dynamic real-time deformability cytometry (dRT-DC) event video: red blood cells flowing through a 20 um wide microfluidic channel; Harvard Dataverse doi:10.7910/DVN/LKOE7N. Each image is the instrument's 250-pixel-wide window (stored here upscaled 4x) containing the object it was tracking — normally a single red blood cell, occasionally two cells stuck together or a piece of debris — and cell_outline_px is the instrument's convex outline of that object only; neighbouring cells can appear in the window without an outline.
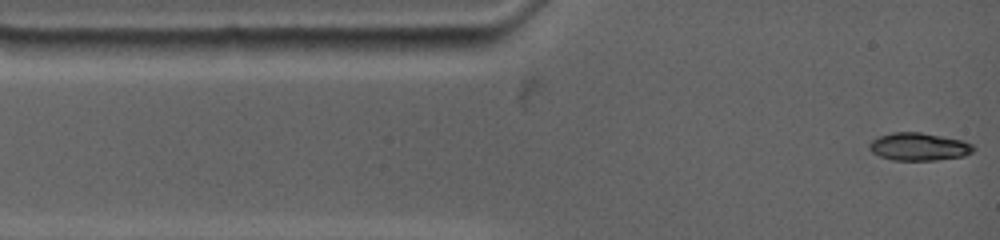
{"species": "common noctule bat (a hibernating species)", "species_latin": "Nyctalus noctula", "temperature_condition": "warm", "stored_images_in_passage": 62, "camera_frame_rate_fps": 4500, "um_per_image_px": 0.085, "animal": {"sex": "female", "body_mass_g": 19.0, "forearm_length_mm": 53.3}, "frame": {"image": 1, "passage_image": 1, "time_ms": 0.0, "image_size_px": [1000, 240], "cell_outline_px": [[976, 148], [972, 152], [964, 156], [932, 160], [892, 160], [880, 156], [872, 152], [868, 148], [868, 144], [872, 140], [880, 136], [892, 132], [920, 132], [960, 140], [972, 144]], "centroid_in_image_um": [78.07, 12.47], "position_along_channel_um": 6.9, "area_um2": 16.7}}
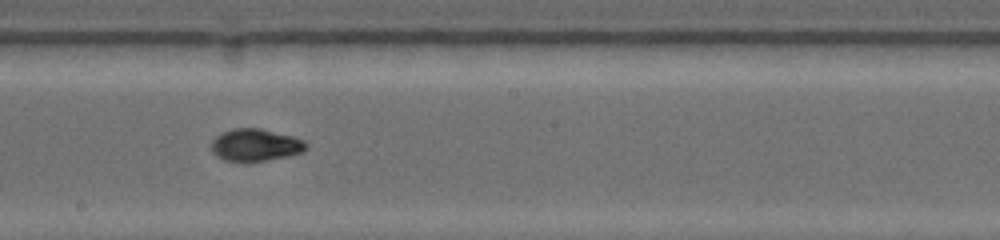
{"frame": {"image": 2, "passage_image": 26, "time_ms": 7.111, "image_size_px": [1000, 240], "cell_outline_px": [[308, 148], [300, 152], [288, 156], [248, 164], [244, 164], [224, 160], [216, 156], [212, 152], [212, 140], [216, 136], [232, 128], [260, 128], [292, 136], [304, 140], [308, 144]], "centroid_in_image_um": [21.69, 12.36], "position_along_channel_um": 226.5, "area_um2": 18.26}}
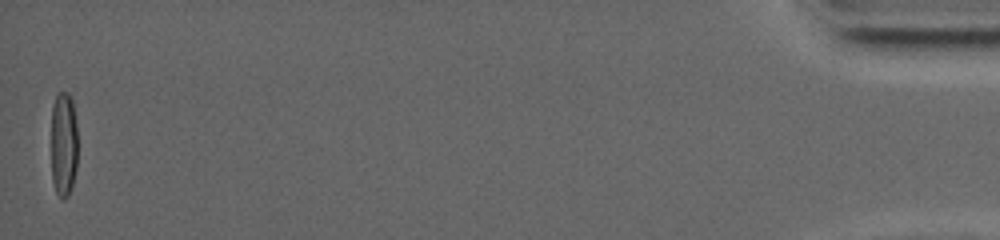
{"frame": {"image": 3, "passage_image": 61, "time_ms": 17.111, "image_size_px": [1000, 240], "cell_outline_px": [[76, 168], [72, 188], [68, 196], [64, 200], [60, 200], [56, 192], [52, 180], [52, 104], [56, 92], [68, 92], [72, 100], [76, 124]], "centroid_in_image_um": [5.4, 12.27], "position_along_channel_um": 429.8, "area_um2": 16.42}, "authors_computed_cell_mechanics": {"area_um2": 17.34, "velocity_mm_per_s": 3.679, "shape_relaxation_time_tau1_ms": 11.3779, "shape_relaxation_time_tau2_ms": null, "deformation_change_tau1": 0.349, "deformation_change_tau2": null}}